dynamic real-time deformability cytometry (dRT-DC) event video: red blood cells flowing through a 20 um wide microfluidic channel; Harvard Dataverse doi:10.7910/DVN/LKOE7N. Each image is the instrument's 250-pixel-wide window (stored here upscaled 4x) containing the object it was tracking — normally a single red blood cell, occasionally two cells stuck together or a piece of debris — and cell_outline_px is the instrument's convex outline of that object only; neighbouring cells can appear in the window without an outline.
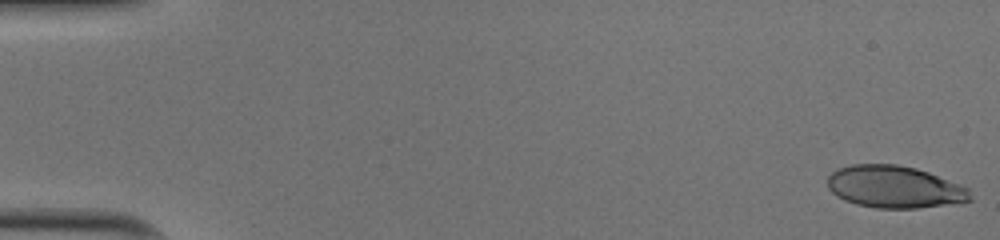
{"species": "human", "species_latin": "Homo sapiens", "temperature_condition": "cold", "stored_images_in_passage": 51, "camera_frame_rate_fps": 3000, "um_per_image_px": 0.085, "donor": {"sex": "male"}, "frame": {"image": 1, "passage_image": 1, "time_ms": 0.0, "image_size_px": [1000, 240], "cell_outline_px": [[972, 200], [916, 208], [876, 208], [856, 204], [844, 200], [836, 196], [828, 188], [828, 176], [832, 172], [840, 168], [852, 164], [896, 164], [916, 168], [928, 172], [960, 184], [968, 188]], "centroid_in_image_um": [76.0, 15.88], "position_along_channel_um": 9.0, "area_um2": 34.85}}
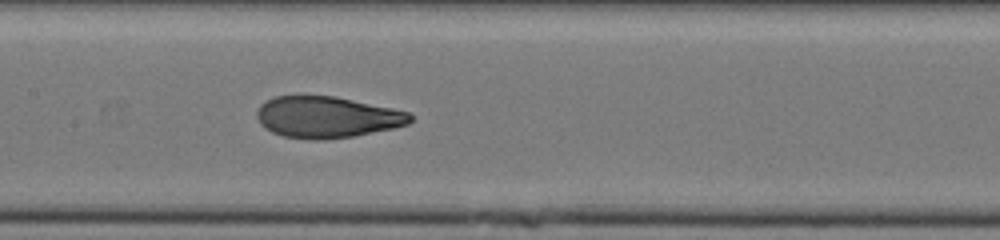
{"frame": {"image": 2, "passage_image": 26, "time_ms": 8.333, "image_size_px": [1000, 240], "cell_outline_px": [[412, 120], [408, 124], [392, 128], [352, 136], [324, 140], [308, 140], [284, 136], [272, 132], [264, 128], [260, 124], [256, 116], [256, 112], [260, 104], [276, 96], [336, 96], [392, 108], [408, 112], [412, 116]], "centroid_in_image_um": [27.76, 9.96], "position_along_channel_um": 179.6, "area_um2": 36.93}}
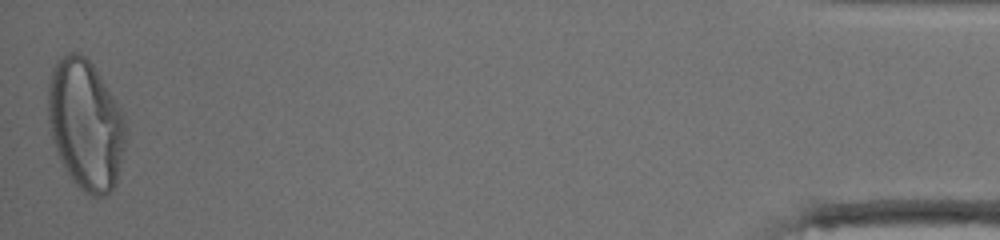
{"frame": {"image": 3, "passage_image": 51, "time_ms": 16.667, "image_size_px": [1000, 240], "cell_outline_px": [[128, 136], [116, 184], [104, 196], [92, 196], [84, 192], [72, 180], [64, 168], [52, 140], [48, 120], [48, 84], [52, 68], [56, 60], [68, 52], [76, 52], [84, 56], [92, 64], [116, 100], [120, 108], [124, 120]], "centroid_in_image_um": [7.28, 10.59], "position_along_channel_um": 427.9, "area_um2": 59.13}, "authors_computed_cell_mechanics": {"area_um2": 37.1654, "velocity_mm_per_s": 4.0286, "shape_relaxation_time_tau1_ms": 4.4602, "shape_relaxation_time_tau2_ms": 0.8402, "deformation_change_tau1": 0.2142, "deformation_change_tau2": 0.0612}}